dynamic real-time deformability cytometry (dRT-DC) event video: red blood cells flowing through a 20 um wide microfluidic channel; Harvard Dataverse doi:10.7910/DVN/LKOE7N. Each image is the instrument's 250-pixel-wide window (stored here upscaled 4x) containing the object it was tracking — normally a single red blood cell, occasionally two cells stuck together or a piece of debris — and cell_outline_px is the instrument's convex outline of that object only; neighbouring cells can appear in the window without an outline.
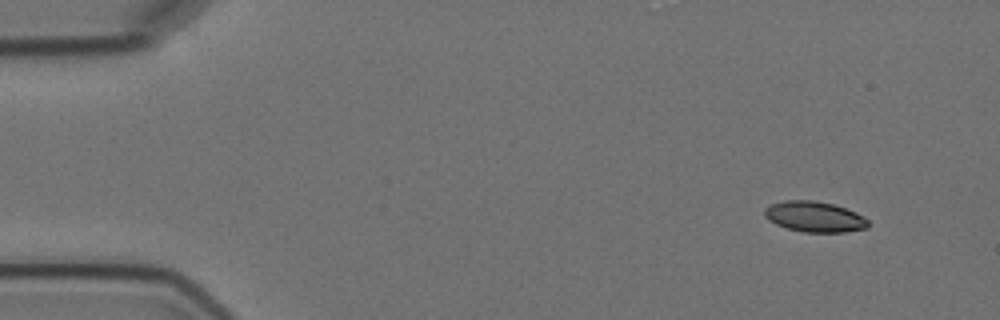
{"species": "Egyptian fruit bat (a non-hibernating species)", "species_latin": "Rousettus aegyptiacus", "temperature_condition": "cold", "stored_images_in_passage": 2, "camera_frame_rate_fps": 3000, "um_per_image_px": 0.085, "animal": {"sex": "female"}, "frame": {"image": 1, "passage_image": 2, "time_ms": 1.667, "image_size_px": [1000, 320], "cell_outline_px": [[868, 228], [844, 232], [804, 232], [788, 228], [776, 224], [768, 220], [764, 216], [764, 208], [772, 204], [784, 200], [812, 200], [832, 204], [856, 212], [864, 216], [868, 220]], "centroid_in_image_um": [69.23, 18.42], "position_along_channel_um": 15.8, "area_um2": 18.44}}